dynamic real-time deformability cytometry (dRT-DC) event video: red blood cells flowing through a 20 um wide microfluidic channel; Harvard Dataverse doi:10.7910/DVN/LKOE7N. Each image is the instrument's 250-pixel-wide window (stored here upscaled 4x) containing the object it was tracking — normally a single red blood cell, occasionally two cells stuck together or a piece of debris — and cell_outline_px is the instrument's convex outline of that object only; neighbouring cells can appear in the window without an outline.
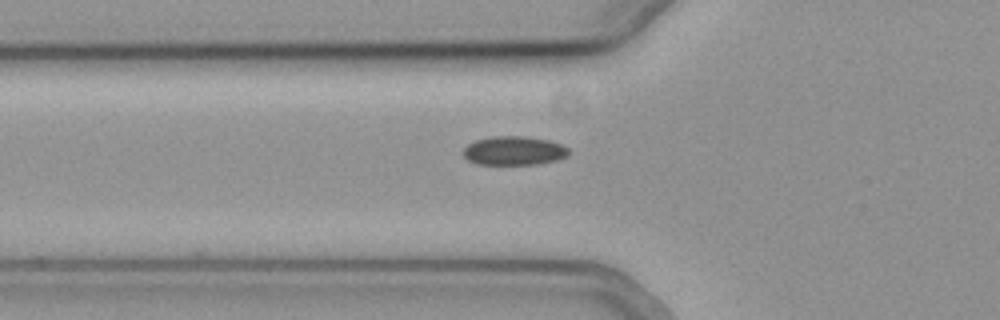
{"species": "common noctule bat (a hibernating species)", "species_latin": "Nyctalus noctula", "temperature_condition": "cold", "stored_images_in_passage": 27, "camera_frame_rate_fps": 3000, "um_per_image_px": 0.085, "animal": {"sex": "female", "body_mass_g": 19.3, "forearm_length_mm": 54.1}, "frame": {"image": 1, "passage_image": 2, "time_ms": 0.333, "image_size_px": [1000, 320], "cell_outline_px": [[568, 156], [556, 160], [536, 164], [476, 164], [468, 160], [464, 156], [464, 148], [468, 144], [476, 140], [492, 136], [524, 136], [548, 140], [560, 144], [568, 148]], "centroid_in_image_um": [43.67, 12.81], "position_along_channel_um": 82.1, "area_um2": 17.63}}
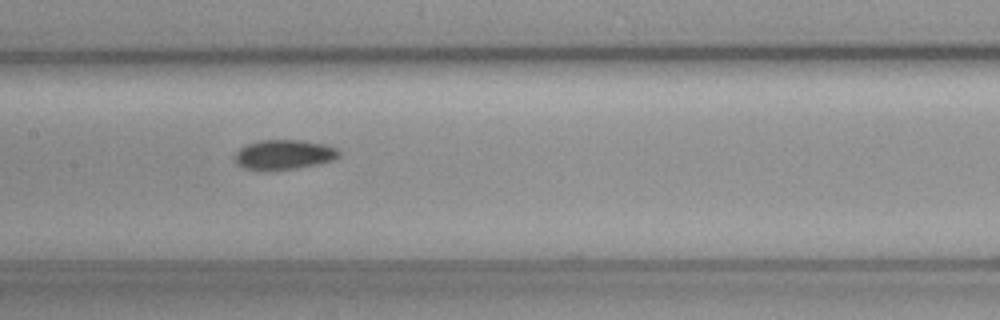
{"frame": {"image": 2, "passage_image": 10, "time_ms": 3.0, "image_size_px": [1000, 320], "cell_outline_px": [[340, 156], [332, 160], [316, 164], [292, 168], [244, 168], [236, 164], [236, 152], [240, 148], [248, 144], [260, 140], [304, 140], [324, 144], [336, 148], [340, 152]], "centroid_in_image_um": [24.17, 13.1], "position_along_channel_um": 183.2, "area_um2": 17.4}}
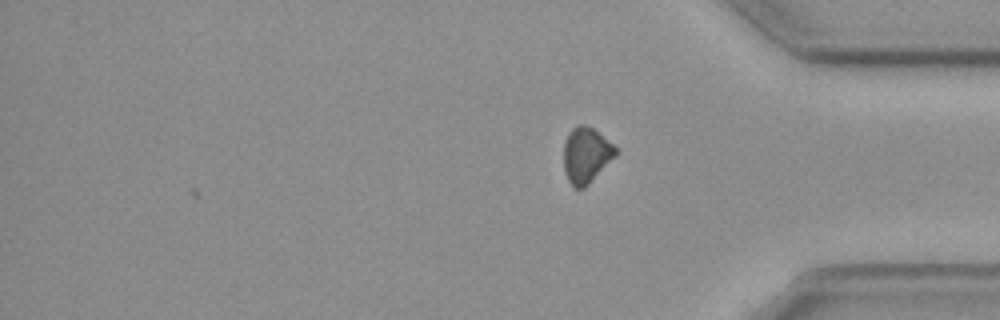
{"frame": {"image": 3, "passage_image": 27, "time_ms": 8.667, "image_size_px": [1000, 320], "cell_outline_px": [[616, 156], [584, 188], [576, 188], [568, 180], [564, 172], [564, 144], [568, 132], [572, 128], [580, 124], [584, 124], [592, 128], [612, 144], [616, 148]], "centroid_in_image_um": [49.8, 13.18], "position_along_channel_um": 385.4, "area_um2": 16.59}}